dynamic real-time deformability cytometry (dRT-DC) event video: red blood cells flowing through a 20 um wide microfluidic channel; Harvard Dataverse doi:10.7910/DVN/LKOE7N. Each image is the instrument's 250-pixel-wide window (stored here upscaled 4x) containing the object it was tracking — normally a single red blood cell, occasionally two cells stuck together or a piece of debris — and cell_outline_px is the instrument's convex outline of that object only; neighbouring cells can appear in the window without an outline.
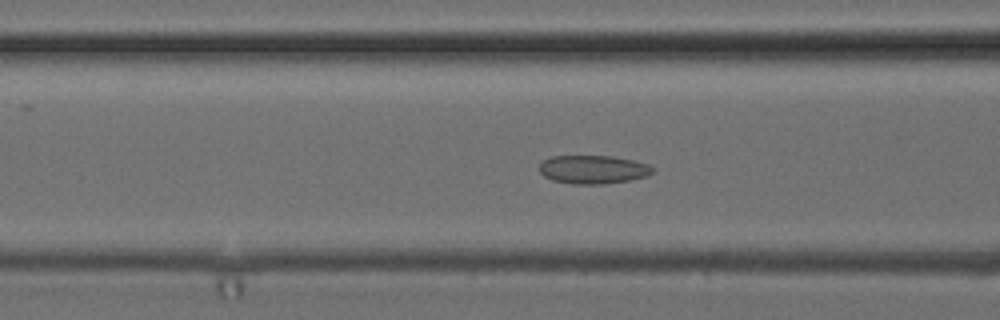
{"species": "common noctule bat (a hibernating species)", "species_latin": "Nyctalus noctula", "temperature_condition": "cold", "stored_images_in_passage": 52, "camera_frame_rate_fps": 3000, "um_per_image_px": 0.085, "animal": {"sex": "female", "body_mass_g": 24.6, "forearm_length_mm": 56.2}, "frame": {"image": 1, "passage_image": 21, "time_ms": 6.667, "image_size_px": [1000, 320], "cell_outline_px": [[656, 168], [652, 172], [644, 176], [628, 180], [604, 184], [572, 184], [552, 180], [544, 176], [540, 172], [540, 164], [544, 160], [552, 156], [612, 156], [632, 160], [648, 164]], "centroid_in_image_um": [50.4, 14.4], "position_along_channel_um": 116.2, "area_um2": 18.67}}
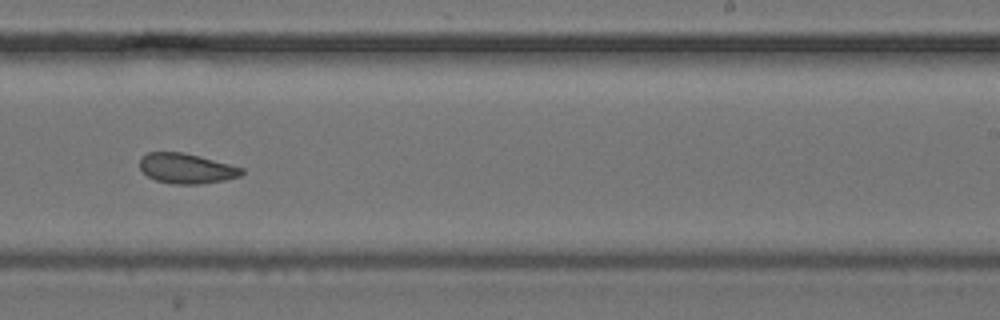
{"frame": {"image": 2, "passage_image": 33, "time_ms": 10.667, "image_size_px": [1000, 320], "cell_outline_px": [[244, 172], [240, 176], [224, 180], [200, 184], [172, 184], [156, 180], [148, 176], [140, 168], [140, 160], [148, 152], [184, 152], [200, 156], [244, 168]], "centroid_in_image_um": [15.87, 14.32], "position_along_channel_um": 273.1, "area_um2": 17.8}}
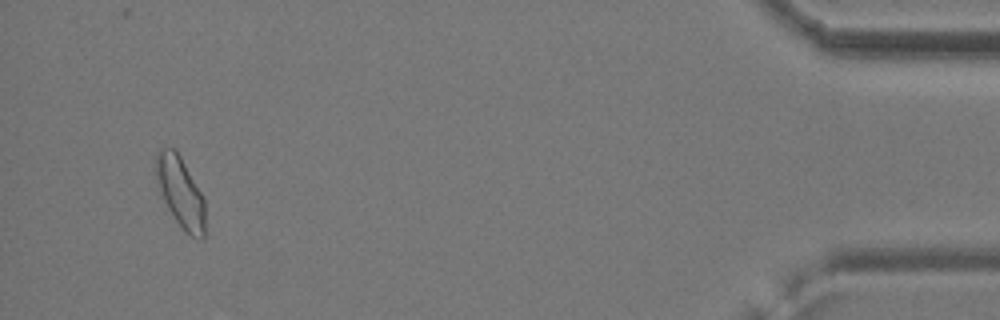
{"frame": {"image": 3, "passage_image": 50, "time_ms": 16.333, "image_size_px": [1000, 320], "cell_outline_px": [[204, 240], [200, 240], [184, 232], [160, 196], [156, 184], [156, 152], [160, 148], [172, 148], [180, 156], [204, 196]], "centroid_in_image_um": [15.32, 16.35], "position_along_channel_um": 419.9, "area_um2": 20.35}, "authors_computed_cell_mechanics": {"area_um2": 19.2185, "velocity_mm_per_s": 3.9313, "shape_relaxation_time_tau1_ms": null, "shape_relaxation_time_tau2_ms": 3.2252, "deformation_change_tau1": null, "deformation_change_tau2": 0.1014}}